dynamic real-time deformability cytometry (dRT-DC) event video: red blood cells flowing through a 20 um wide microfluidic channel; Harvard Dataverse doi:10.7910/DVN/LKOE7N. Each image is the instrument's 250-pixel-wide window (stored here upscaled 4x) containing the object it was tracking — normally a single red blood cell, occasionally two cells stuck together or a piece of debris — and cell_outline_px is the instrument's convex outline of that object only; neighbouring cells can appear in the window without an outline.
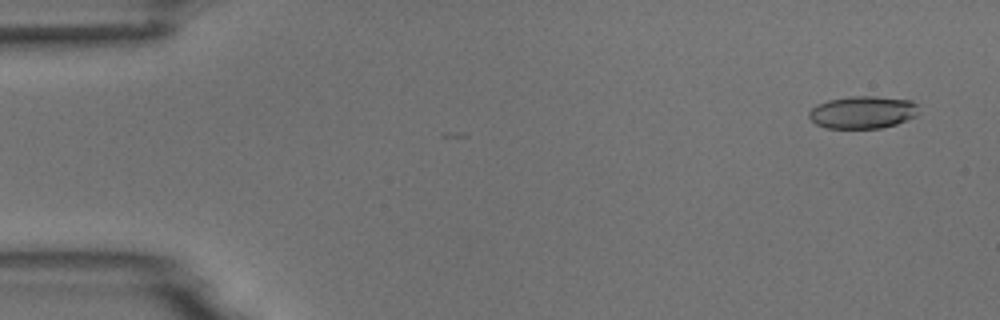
{"species": "common noctule bat (a hibernating species)", "species_latin": "Nyctalus noctula", "temperature_condition": "room temperature", "stored_images_in_passage": 54, "camera_frame_rate_fps": 3000, "um_per_image_px": 0.085, "animal": {"sex": "male", "body_mass_g": 18.8}, "frame": {"image": 1, "passage_image": 3, "time_ms": 0.667, "image_size_px": [1000, 320], "cell_outline_px": [[916, 116], [896, 124], [880, 128], [828, 128], [816, 124], [808, 116], [808, 112], [816, 104], [828, 100], [852, 96], [876, 96], [912, 100], [916, 104]], "centroid_in_image_um": [73.3, 9.53], "position_along_channel_um": 11.7, "area_um2": 20.69}}
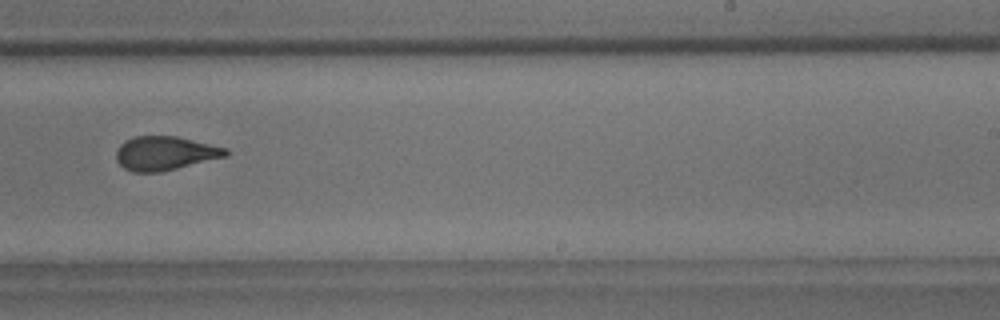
{"frame": {"image": 2, "passage_image": 34, "time_ms": 11.0, "image_size_px": [1000, 320], "cell_outline_px": [[232, 152], [228, 156], [160, 172], [132, 172], [124, 168], [116, 160], [116, 152], [120, 144], [124, 140], [136, 136], [176, 136], [228, 148]], "centroid_in_image_um": [14.05, 13.02], "position_along_channel_um": 275.0, "area_um2": 21.79}}
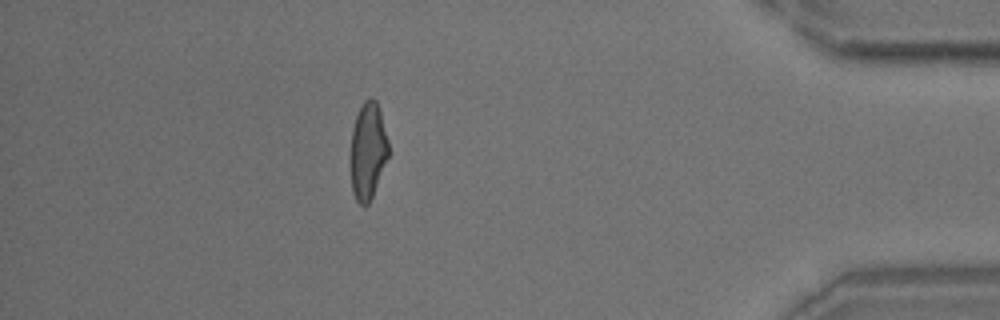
{"frame": {"image": 3, "passage_image": 48, "time_ms": 15.667, "image_size_px": [1000, 320], "cell_outline_px": [[388, 156], [372, 196], [368, 204], [360, 204], [356, 200], [352, 192], [352, 128], [356, 116], [364, 100], [368, 96], [372, 96], [376, 100], [380, 108], [388, 140]], "centroid_in_image_um": [31.29, 12.75], "position_along_channel_um": 403.9, "area_um2": 21.04}, "authors_computed_cell_mechanics": {"area_um2": 22.0218, "velocity_mm_per_s": 3.7143, "shape_relaxation_time_tau1_ms": 6.2157, "shape_relaxation_time_tau2_ms": 1.8911, "deformation_change_tau1": 0.2002, "deformation_change_tau2": 0.0909}}